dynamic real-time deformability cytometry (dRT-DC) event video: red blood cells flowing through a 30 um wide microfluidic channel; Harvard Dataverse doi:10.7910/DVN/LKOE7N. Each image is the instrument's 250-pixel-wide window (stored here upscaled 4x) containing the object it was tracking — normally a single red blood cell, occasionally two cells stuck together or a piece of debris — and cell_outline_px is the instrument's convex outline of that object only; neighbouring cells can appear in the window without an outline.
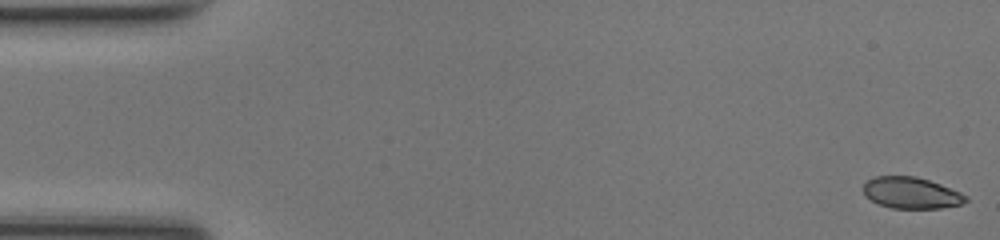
{"species": "common noctule bat (a hibernating species)", "species_latin": "Nyctalus noctula", "temperature_condition": "room temperature", "stored_images_in_passage": 49, "camera_frame_rate_fps": 3000, "um_per_image_px": 0.085, "animal": {"sex": "female", "body_mass_g": 17.0, "forearm_length_mm": 48.0}, "frame": {"image": 1, "passage_image": 1, "time_ms": 0.0, "image_size_px": [1000, 240], "cell_outline_px": [[968, 200], [960, 204], [940, 208], [892, 208], [876, 204], [864, 196], [864, 184], [868, 180], [876, 176], [916, 176], [940, 184], [960, 192], [968, 196]], "centroid_in_image_um": [77.43, 16.4], "position_along_channel_um": 7.6, "area_um2": 18.73}}
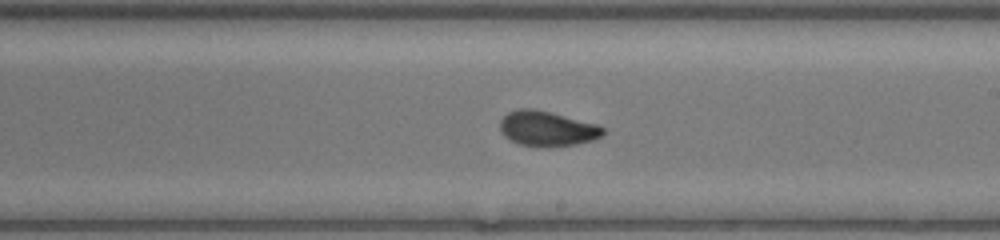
{"frame": {"image": 2, "passage_image": 28, "time_ms": 9.0, "image_size_px": [1000, 240], "cell_outline_px": [[604, 132], [600, 136], [592, 140], [576, 144], [520, 144], [504, 136], [500, 132], [500, 120], [508, 112], [520, 108], [532, 108], [600, 124], [604, 128]], "centroid_in_image_um": [46.5, 10.88], "position_along_channel_um": 242.5, "area_um2": 20.35}}
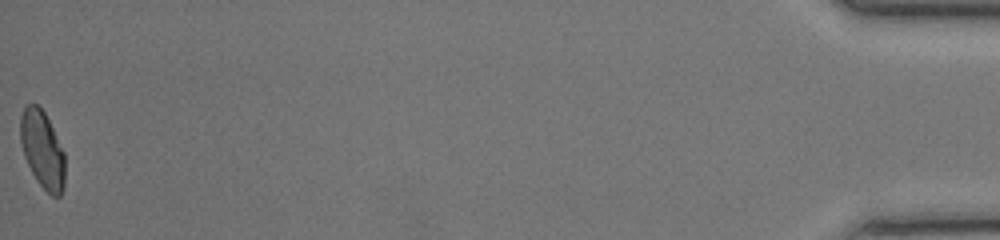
{"frame": {"image": 3, "passage_image": 49, "time_ms": 16.0, "image_size_px": [1000, 240], "cell_outline_px": [[64, 188], [60, 196], [52, 196], [36, 180], [24, 156], [20, 140], [20, 116], [24, 108], [28, 104], [36, 104], [44, 112], [64, 152]], "centroid_in_image_um": [3.59, 12.72], "position_along_channel_um": 431.6, "area_um2": 19.83}, "authors_computed_cell_mechanics": {"area_um2": 20.2878, "velocity_mm_per_s": 4.2573, "shape_relaxation_time_tau1_ms": 3.4178, "shape_relaxation_time_tau2_ms": 0.9203, "deformation_change_tau1": 0.1191, "deformation_change_tau2": 0.0575}}